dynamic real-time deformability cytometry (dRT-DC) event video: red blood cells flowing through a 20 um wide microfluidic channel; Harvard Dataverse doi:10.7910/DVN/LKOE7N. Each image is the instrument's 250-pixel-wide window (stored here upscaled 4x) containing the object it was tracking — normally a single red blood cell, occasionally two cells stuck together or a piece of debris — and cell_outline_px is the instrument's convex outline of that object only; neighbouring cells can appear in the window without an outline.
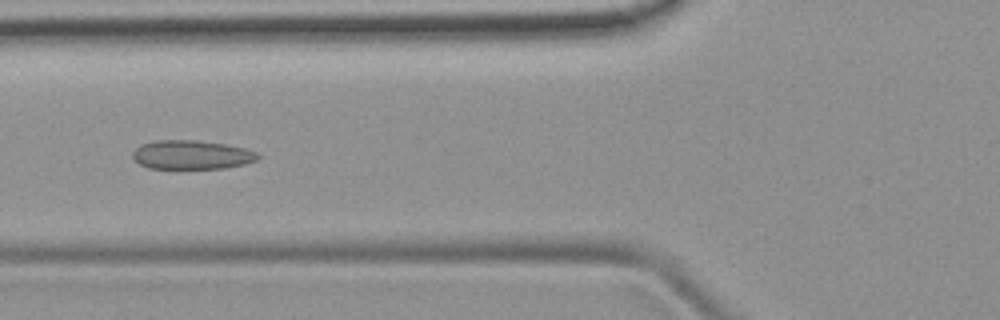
{"species": "common noctule bat (a hibernating species)", "species_latin": "Nyctalus noctula", "temperature_condition": "room temperature", "stored_images_in_passage": 4, "camera_frame_rate_fps": 3000, "um_per_image_px": 0.085, "animal": {"sex": "female", "body_mass_g": 19.9}, "frame": {"image": 1, "passage_image": 4, "time_ms": 3.333, "image_size_px": [1000, 320], "cell_outline_px": [[260, 156], [256, 160], [244, 164], [224, 168], [176, 172], [148, 168], [140, 164], [132, 156], [132, 152], [140, 144], [156, 140], [196, 140], [228, 144], [244, 148], [256, 152]], "centroid_in_image_um": [16.24, 13.21], "position_along_channel_um": 109.6, "area_um2": 22.2}}